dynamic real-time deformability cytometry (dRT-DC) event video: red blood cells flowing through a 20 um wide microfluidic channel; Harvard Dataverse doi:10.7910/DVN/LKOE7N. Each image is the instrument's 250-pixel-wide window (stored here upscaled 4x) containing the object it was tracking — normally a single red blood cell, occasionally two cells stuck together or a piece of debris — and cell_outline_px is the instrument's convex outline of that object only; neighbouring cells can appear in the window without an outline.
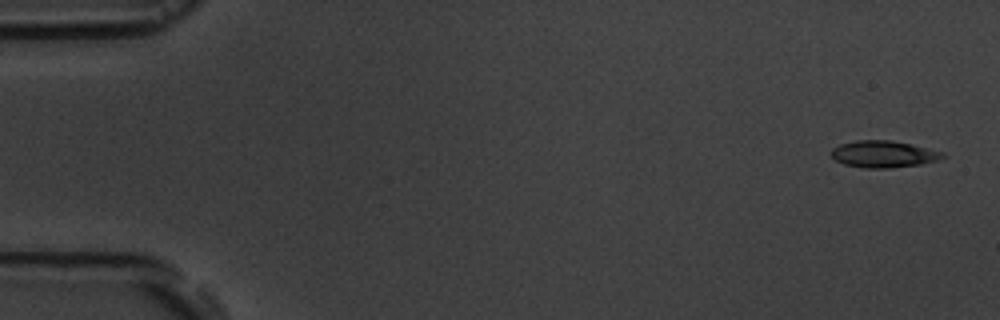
{"species": "common noctule bat (a hibernating species)", "species_latin": "Nyctalus noctula", "temperature_condition": "room temperature", "stored_images_in_passage": 5, "camera_frame_rate_fps": 3000, "um_per_image_px": 0.085, "animal": {"sex": "male", "body_mass_g": 19.5, "forearm_length_mm": 54.6}, "frame": {"image": 1, "passage_image": 1, "time_ms": 0.0, "image_size_px": [1000, 320], "cell_outline_px": [[948, 156], [940, 160], [920, 164], [892, 168], [864, 168], [844, 164], [836, 160], [828, 152], [832, 148], [840, 144], [856, 140], [892, 140], [912, 144], [944, 152]], "centroid_in_image_um": [75.12, 13.1], "position_along_channel_um": 9.9, "area_um2": 17.69}}
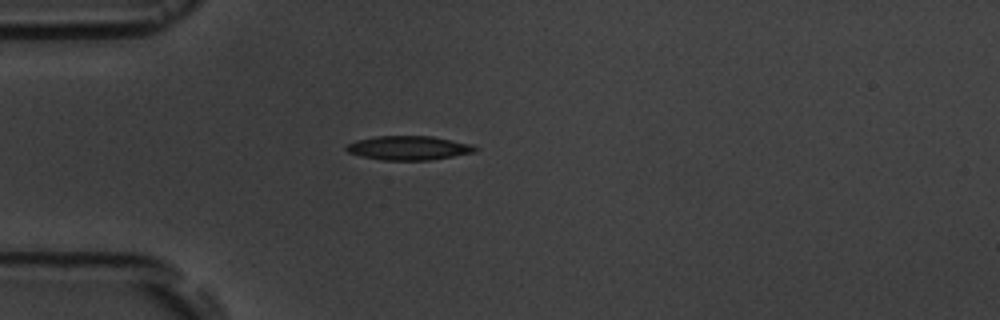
{"frame": {"image": 2, "passage_image": 5, "time_ms": 4.333, "image_size_px": [1000, 320], "cell_outline_px": [[480, 148], [476, 152], [428, 160], [384, 160], [360, 156], [348, 152], [344, 148], [348, 144], [356, 140], [376, 136], [432, 136], [472, 144]], "centroid_in_image_um": [34.75, 12.57], "position_along_channel_um": 50.3, "area_um2": 18.09}}